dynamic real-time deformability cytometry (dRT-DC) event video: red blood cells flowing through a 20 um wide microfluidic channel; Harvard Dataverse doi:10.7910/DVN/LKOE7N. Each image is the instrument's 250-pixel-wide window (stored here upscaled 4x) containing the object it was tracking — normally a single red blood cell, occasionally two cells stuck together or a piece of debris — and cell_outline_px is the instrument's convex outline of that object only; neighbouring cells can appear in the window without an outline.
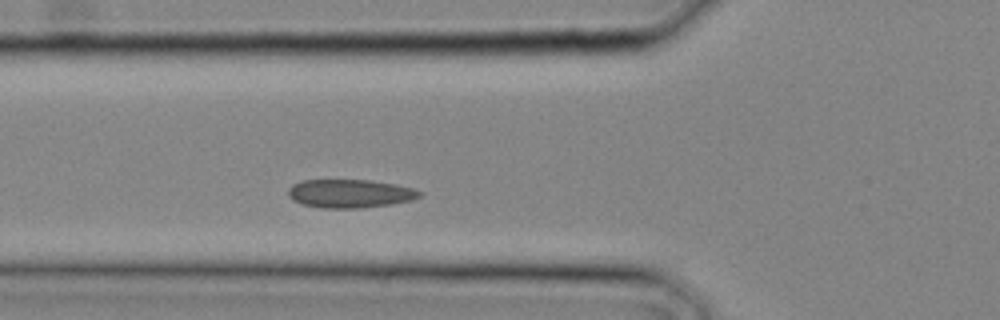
{"species": "common noctule bat (a hibernating species)", "species_latin": "Nyctalus noctula", "temperature_condition": "cold", "stored_images_in_passage": 7, "camera_frame_rate_fps": 3000, "um_per_image_px": 0.085, "animal": {"sex": "male", "body_mass_g": 20.4}, "frame": {"image": 1, "passage_image": 5, "time_ms": 1.333, "image_size_px": [1000, 320], "cell_outline_px": [[424, 192], [420, 196], [408, 200], [388, 204], [356, 208], [324, 208], [304, 204], [292, 200], [288, 196], [288, 188], [292, 184], [300, 180], [368, 180], [392, 184], [412, 188]], "centroid_in_image_um": [29.67, 16.44], "position_along_channel_um": 96.1, "area_um2": 21.44}}
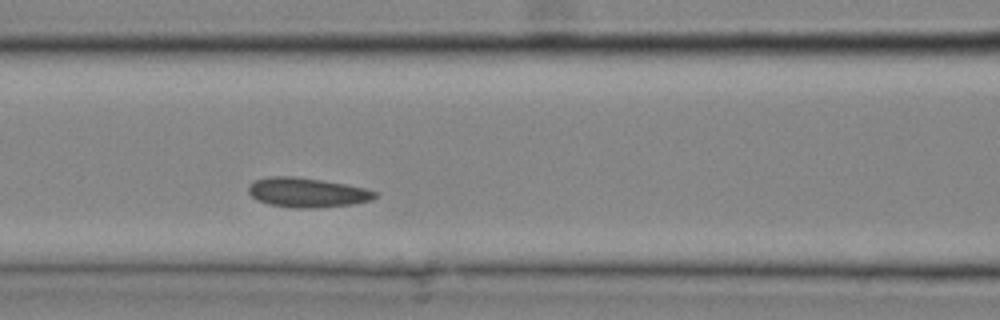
{"frame": {"image": 2, "passage_image": 7, "time_ms": 2.0, "image_size_px": [1000, 320], "cell_outline_px": [[380, 192], [372, 200], [352, 204], [312, 208], [296, 208], [268, 204], [256, 200], [248, 192], [248, 188], [256, 180], [268, 176], [296, 176], [368, 188]], "centroid_in_image_um": [26.13, 16.36], "position_along_channel_um": 140.5, "area_um2": 21.79}}